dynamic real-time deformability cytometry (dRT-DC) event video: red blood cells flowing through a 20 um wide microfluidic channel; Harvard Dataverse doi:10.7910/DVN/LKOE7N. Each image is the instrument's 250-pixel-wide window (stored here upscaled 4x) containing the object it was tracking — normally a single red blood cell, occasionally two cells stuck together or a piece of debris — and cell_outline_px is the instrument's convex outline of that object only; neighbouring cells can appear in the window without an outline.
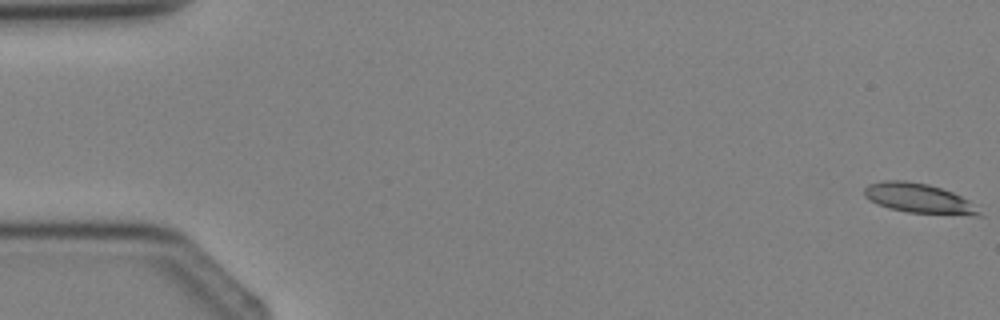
{"species": "Egyptian fruit bat (a non-hibernating species)", "species_latin": "Rousettus aegyptiacus", "temperature_condition": "cold", "stored_images_in_passage": 3, "camera_frame_rate_fps": 3000, "um_per_image_px": 0.085, "animal": {"sex": "female"}, "frame": {"image": 1, "passage_image": 1, "time_ms": 0.0, "image_size_px": [1000, 320], "cell_outline_px": [[984, 216], [972, 216], [908, 212], [888, 208], [864, 196], [864, 188], [868, 184], [884, 180], [904, 180], [928, 184], [952, 192], [968, 200]], "centroid_in_image_um": [78.11, 16.86], "position_along_channel_um": 6.9, "area_um2": 19.77}}
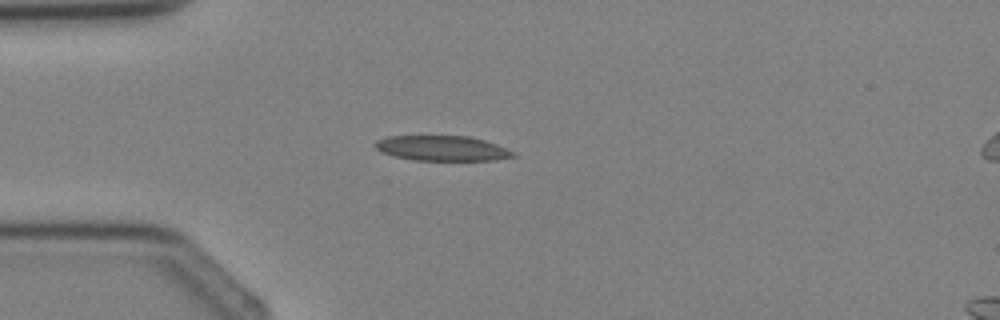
{"frame": {"image": 2, "passage_image": 3, "time_ms": 3.333, "image_size_px": [1000, 320], "cell_outline_px": [[516, 156], [496, 160], [412, 160], [392, 156], [380, 152], [372, 144], [376, 140], [388, 136], [468, 136], [484, 140], [496, 144], [516, 152]], "centroid_in_image_um": [37.55, 12.6], "position_along_channel_um": 47.5, "area_um2": 20.35}}